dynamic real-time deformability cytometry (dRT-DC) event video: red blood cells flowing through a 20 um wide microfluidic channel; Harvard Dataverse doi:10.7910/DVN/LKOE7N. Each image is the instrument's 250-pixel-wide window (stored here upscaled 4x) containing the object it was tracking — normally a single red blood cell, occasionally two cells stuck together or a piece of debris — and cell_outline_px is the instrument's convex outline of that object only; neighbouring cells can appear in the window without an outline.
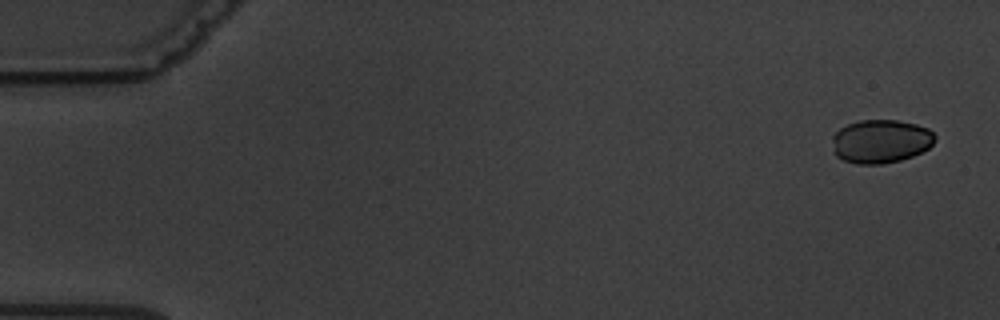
{"species": "common noctule bat (a hibernating species)", "species_latin": "Nyctalus noctula", "temperature_condition": "warm", "stored_images_in_passage": 5, "camera_frame_rate_fps": 3000, "um_per_image_px": 0.085, "animal": {"sex": "male", "body_mass_g": 19.5, "forearm_length_mm": 54.6}, "frame": {"image": 1, "passage_image": 1, "time_ms": 0.0, "image_size_px": [1000, 320], "cell_outline_px": [[936, 140], [928, 148], [912, 156], [900, 160], [884, 164], [856, 164], [844, 160], [836, 156], [832, 136], [840, 128], [848, 124], [860, 120], [896, 120], [916, 124], [928, 128], [936, 136]], "centroid_in_image_um": [74.87, 12.01], "position_along_channel_um": 10.1, "area_um2": 26.01}}
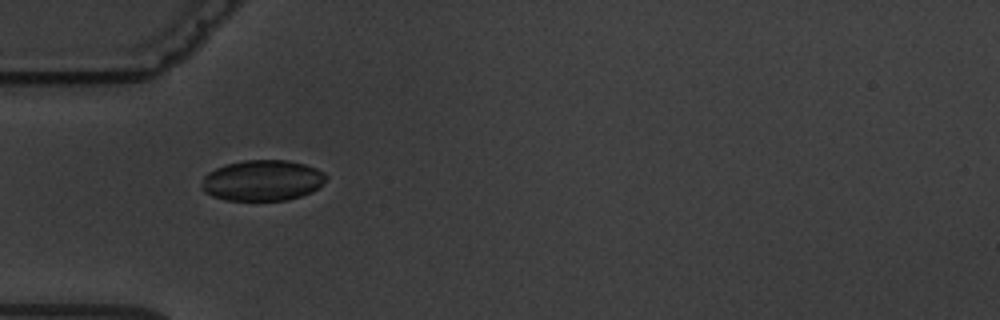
{"frame": {"image": 2, "passage_image": 5, "time_ms": 5.333, "image_size_px": [1000, 320], "cell_outline_px": [[328, 176], [312, 192], [288, 200], [224, 200], [212, 196], [204, 192], [200, 188], [204, 176], [208, 172], [224, 164], [244, 160], [288, 160], [304, 164], [316, 168], [324, 172]], "centroid_in_image_um": [22.27, 15.33], "position_along_channel_um": 62.7, "area_um2": 29.65}}